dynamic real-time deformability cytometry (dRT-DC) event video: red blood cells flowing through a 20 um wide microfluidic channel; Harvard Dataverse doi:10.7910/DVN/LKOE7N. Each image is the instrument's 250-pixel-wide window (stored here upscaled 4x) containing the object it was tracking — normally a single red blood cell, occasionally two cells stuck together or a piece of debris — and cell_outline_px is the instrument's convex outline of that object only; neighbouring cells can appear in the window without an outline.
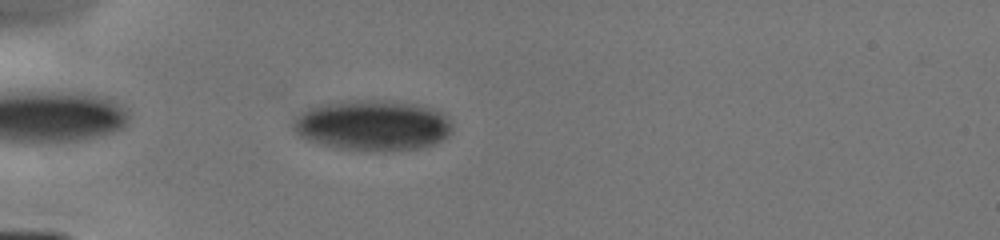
{"species": "human", "species_latin": "Homo sapiens", "temperature_condition": "cold", "stored_images_in_passage": 36, "camera_frame_rate_fps": 3000, "um_per_image_px": 0.085, "donor": {"sex": "male"}, "frame": {"image": 1, "passage_image": 3, "time_ms": 0.667, "image_size_px": [1000, 240], "cell_outline_px": [[452, 132], [448, 136], [436, 144], [420, 148], [388, 152], [368, 152], [332, 148], [308, 140], [300, 136], [292, 128], [292, 124], [308, 108], [324, 104], [356, 100], [392, 100], [432, 108], [444, 112], [448, 116], [452, 124]], "centroid_in_image_um": [31.74, 10.69], "position_along_channel_um": 53.3, "area_um2": 47.51}}
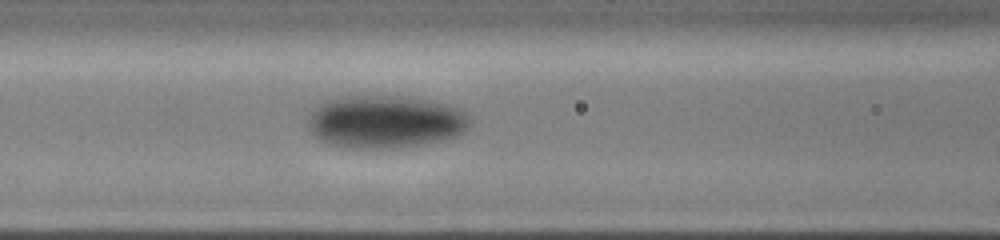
{"frame": {"image": 2, "passage_image": 10, "time_ms": 3.0, "image_size_px": [1000, 240], "cell_outline_px": [[472, 116], [468, 128], [460, 136], [396, 148], [348, 148], [332, 144], [320, 140], [308, 128], [308, 116], [316, 104], [324, 100], [340, 96], [416, 96], [448, 104], [460, 108]], "centroid_in_image_um": [32.77, 10.31], "position_along_channel_um": 133.8, "area_um2": 50.63}}
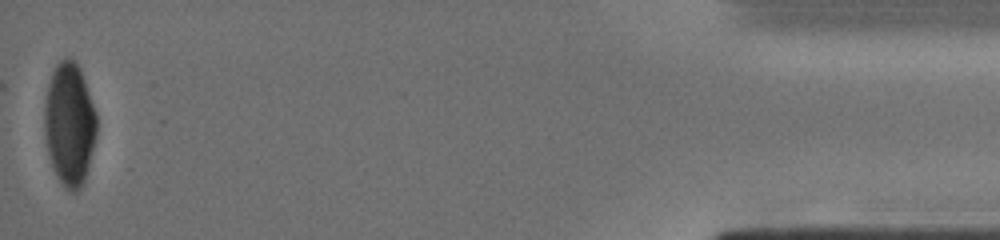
{"frame": {"image": 3, "passage_image": 36, "time_ms": 11.667, "image_size_px": [1000, 240], "cell_outline_px": [[96, 136], [84, 180], [80, 188], [76, 192], [72, 192], [64, 188], [56, 176], [48, 152], [44, 136], [44, 104], [48, 84], [52, 72], [56, 64], [64, 56], [72, 56], [76, 60], [80, 68], [96, 112]], "centroid_in_image_um": [5.89, 10.5], "position_along_channel_um": 429.3, "area_um2": 37.63}}